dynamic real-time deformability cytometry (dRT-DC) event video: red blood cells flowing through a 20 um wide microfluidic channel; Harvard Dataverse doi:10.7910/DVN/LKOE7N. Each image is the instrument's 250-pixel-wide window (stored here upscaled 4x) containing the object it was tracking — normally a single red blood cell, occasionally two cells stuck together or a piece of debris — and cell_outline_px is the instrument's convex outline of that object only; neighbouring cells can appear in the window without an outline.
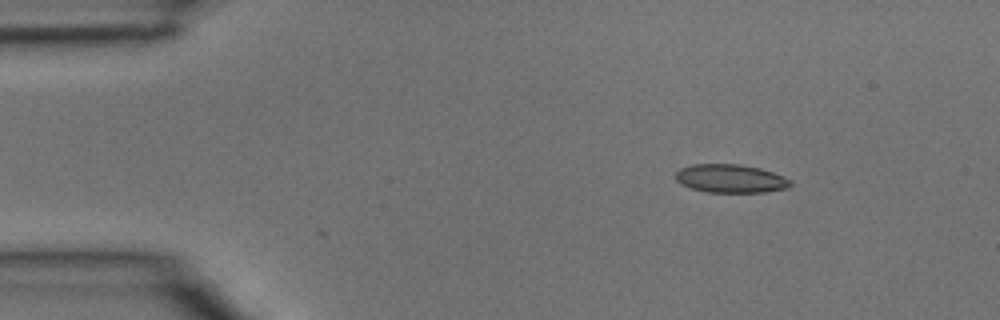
{"species": "common noctule bat (a hibernating species)", "species_latin": "Nyctalus noctula", "temperature_condition": "room temperature", "stored_images_in_passage": 3, "camera_frame_rate_fps": 3000, "um_per_image_px": 0.085, "animal": {"sex": "male", "body_mass_g": 15.6}, "frame": {"image": 1, "passage_image": 1, "time_ms": 0.0, "image_size_px": [1000, 320], "cell_outline_px": [[792, 184], [788, 188], [764, 192], [708, 192], [692, 188], [680, 184], [676, 180], [676, 172], [680, 168], [692, 164], [740, 164], [760, 168], [772, 172], [788, 180]], "centroid_in_image_um": [62.06, 15.17], "position_along_channel_um": 22.9, "area_um2": 18.84}}
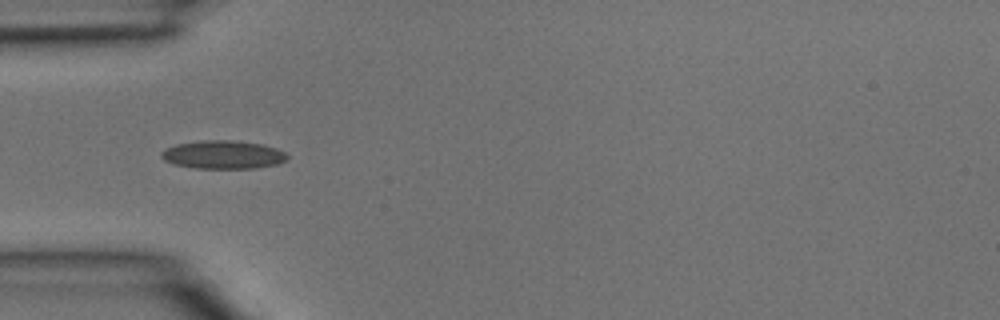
{"frame": {"image": 2, "passage_image": 3, "time_ms": 0.667, "image_size_px": [1000, 320], "cell_outline_px": [[288, 160], [276, 164], [256, 168], [196, 168], [176, 164], [164, 160], [160, 156], [160, 152], [176, 144], [204, 140], [228, 140], [260, 144], [276, 148], [284, 152], [288, 156]], "centroid_in_image_um": [18.97, 13.15], "position_along_channel_um": 66.0, "area_um2": 20.52}}